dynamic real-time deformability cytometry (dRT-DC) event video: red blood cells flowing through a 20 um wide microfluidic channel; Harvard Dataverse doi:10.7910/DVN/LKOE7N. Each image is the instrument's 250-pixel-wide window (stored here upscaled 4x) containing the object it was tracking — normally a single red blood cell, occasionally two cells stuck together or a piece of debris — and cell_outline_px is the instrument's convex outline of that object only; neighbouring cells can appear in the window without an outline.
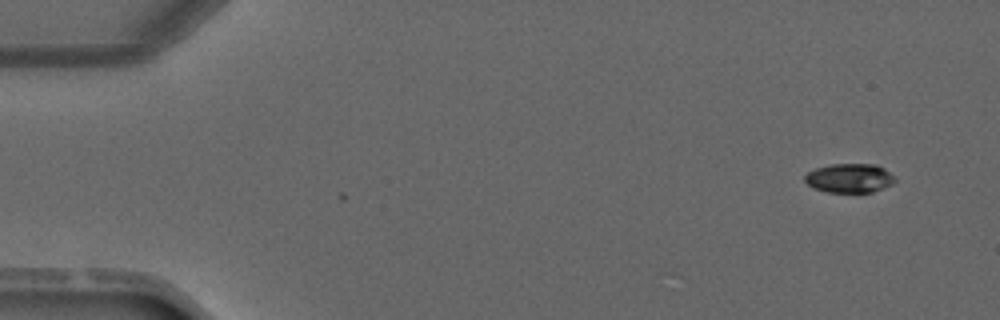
{"species": "common noctule bat (a hibernating species)", "species_latin": "Nyctalus noctula", "temperature_condition": "warm", "stored_images_in_passage": 2, "camera_frame_rate_fps": 3000, "um_per_image_px": 0.085, "animal": {"sex": "male", "forearm_length_mm": 52.5}, "frame": {"image": 1, "passage_image": 1, "time_ms": 0.0, "image_size_px": [1000, 320], "cell_outline_px": [[896, 180], [892, 184], [872, 192], [828, 192], [812, 188], [804, 180], [804, 176], [808, 172], [816, 168], [832, 164], [876, 164], [884, 168]], "centroid_in_image_um": [72.18, 15.14], "position_along_channel_um": 12.8, "area_um2": 15.2}}